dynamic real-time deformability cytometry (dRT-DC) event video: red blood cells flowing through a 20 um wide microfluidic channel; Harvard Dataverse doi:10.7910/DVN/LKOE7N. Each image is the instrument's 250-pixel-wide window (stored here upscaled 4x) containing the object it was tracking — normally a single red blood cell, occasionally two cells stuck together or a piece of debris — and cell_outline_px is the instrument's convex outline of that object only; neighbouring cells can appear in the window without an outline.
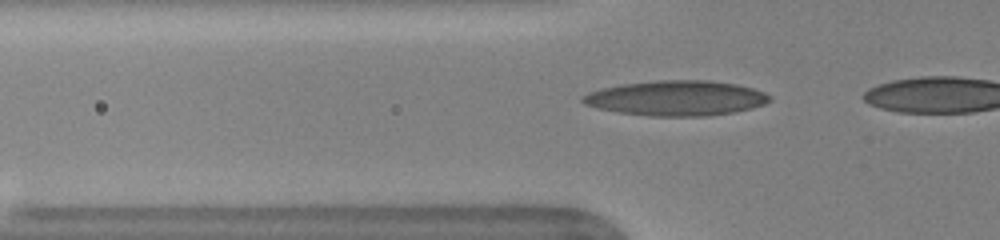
{"species": "human", "species_latin": "Homo sapiens", "temperature_condition": "warm", "stored_images_in_passage": 9, "camera_frame_rate_fps": 3000, "um_per_image_px": 0.085, "donor": {"sex": "female"}, "frame": {"image": 1, "passage_image": 3, "time_ms": 0.667, "image_size_px": [1000, 240], "cell_outline_px": [[772, 100], [764, 104], [752, 108], [736, 112], [708, 116], [648, 116], [620, 112], [596, 108], [584, 104], [580, 100], [580, 96], [588, 92], [600, 88], [620, 84], [656, 80], [708, 80], [736, 84], [752, 88], [764, 92], [772, 96]], "centroid_in_image_um": [57.47, 8.34], "position_along_channel_um": 68.3, "area_um2": 38.61}}